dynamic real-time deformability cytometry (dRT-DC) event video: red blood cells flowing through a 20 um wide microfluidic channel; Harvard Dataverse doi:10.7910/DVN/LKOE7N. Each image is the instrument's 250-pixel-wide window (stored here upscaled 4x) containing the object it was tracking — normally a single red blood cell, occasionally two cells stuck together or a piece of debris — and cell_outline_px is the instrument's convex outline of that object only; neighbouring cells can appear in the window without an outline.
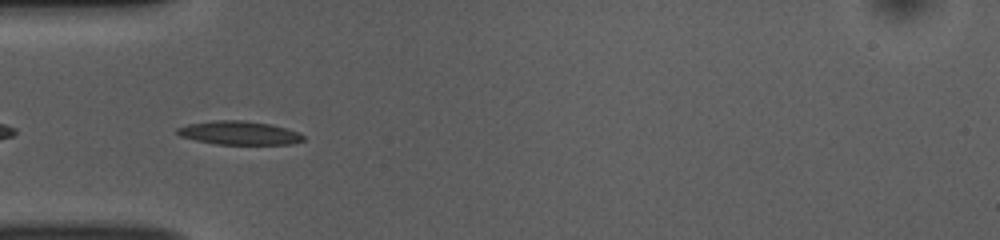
{"species": "common noctule bat (a hibernating species)", "species_latin": "Nyctalus noctula", "temperature_condition": "room temperature", "stored_images_in_passage": 39, "camera_frame_rate_fps": 3000, "um_per_image_px": 0.085, "animal": {"sex": "female", "body_mass_g": 10.0, "forearm_length_mm": 53.1}, "frame": {"image": 1, "passage_image": 3, "time_ms": 0.667, "image_size_px": [1000, 240], "cell_outline_px": [[304, 140], [292, 144], [216, 144], [196, 140], [180, 136], [176, 132], [176, 128], [188, 124], [212, 120], [244, 120], [268, 124], [284, 128], [296, 132], [304, 136]], "centroid_in_image_um": [20.28, 11.29], "position_along_channel_um": 64.7, "area_um2": 17.17}}
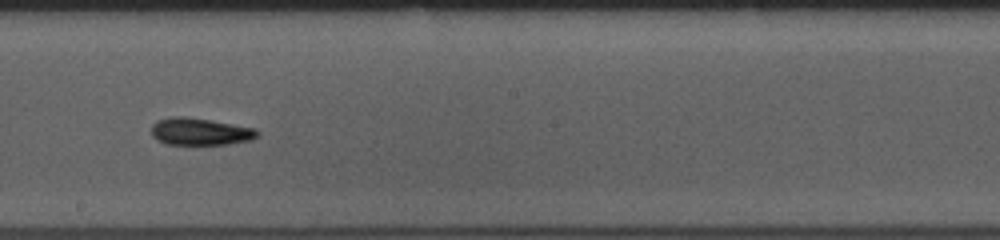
{"frame": {"image": 2, "passage_image": 16, "time_ms": 5.0, "image_size_px": [1000, 240], "cell_outline_px": [[260, 136], [252, 140], [228, 144], [168, 144], [156, 140], [152, 136], [152, 124], [156, 120], [172, 116], [188, 116], [212, 120], [256, 128], [260, 132]], "centroid_in_image_um": [17.04, 11.17], "position_along_channel_um": 231.2, "area_um2": 17.11}}
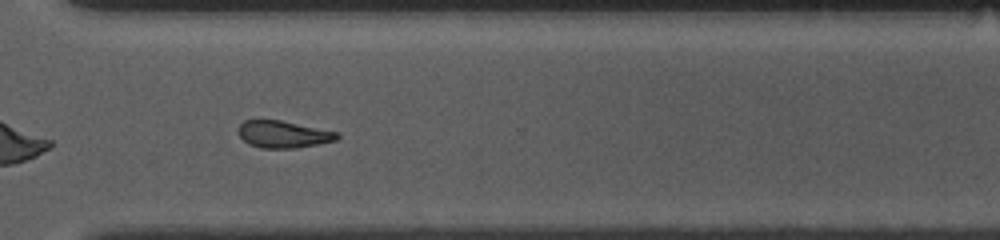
{"frame": {"image": 3, "passage_image": 25, "time_ms": 8.0, "image_size_px": [1000, 240], "cell_outline_px": [[340, 136], [336, 140], [316, 144], [292, 148], [260, 148], [248, 144], [236, 132], [240, 124], [244, 120], [280, 120], [340, 132]], "centroid_in_image_um": [24.06, 11.41], "position_along_channel_um": 346.5, "area_um2": 15.61}, "authors_computed_cell_mechanics": {"area_um2": 16.2996, "velocity_mm_per_s": 3.8602, "shape_relaxation_time_tau1_ms": 2.8591, "shape_relaxation_time_tau2_ms": 7.3238, "deformation_change_tau1": 0.1356, "deformation_change_tau2": 0.1925}}